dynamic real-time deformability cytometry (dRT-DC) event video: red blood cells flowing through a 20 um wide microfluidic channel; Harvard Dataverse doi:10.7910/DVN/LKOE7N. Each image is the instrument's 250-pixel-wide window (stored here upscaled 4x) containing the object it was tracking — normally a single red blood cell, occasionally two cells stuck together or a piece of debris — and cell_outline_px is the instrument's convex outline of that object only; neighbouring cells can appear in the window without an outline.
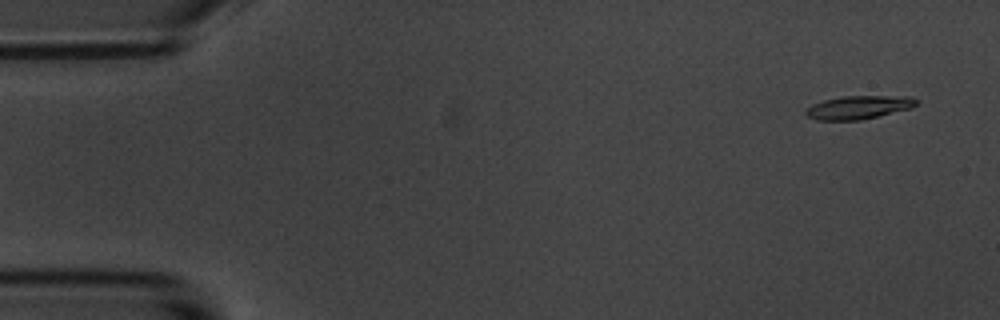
{"species": "common noctule bat (a hibernating species)", "species_latin": "Nyctalus noctula", "temperature_condition": "room temperature", "stored_images_in_passage": 4, "camera_frame_rate_fps": 3000, "um_per_image_px": 0.085, "animal": {"sex": "male", "body_mass_g": 20.1, "forearm_length_mm": 53.5}, "frame": {"image": 1, "passage_image": 1, "time_ms": 0.0, "image_size_px": [1000, 320], "cell_outline_px": [[920, 100], [912, 108], [860, 120], [816, 120], [808, 116], [804, 112], [812, 104], [824, 100], [840, 96], [912, 96]], "centroid_in_image_um": [73.01, 9.11], "position_along_channel_um": 12.0, "area_um2": 15.09}}
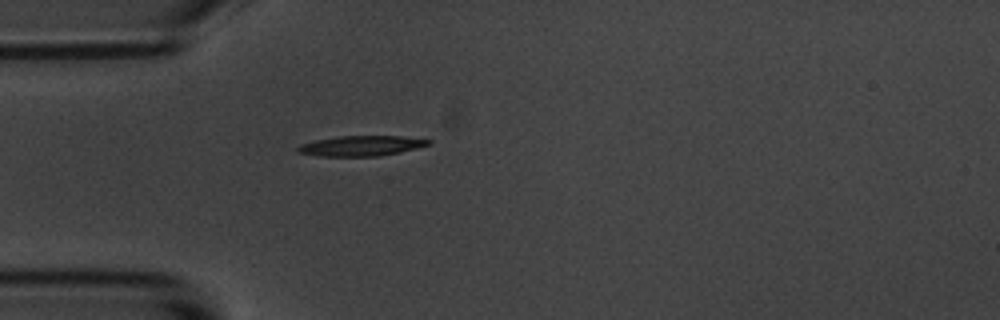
{"frame": {"image": 2, "passage_image": 4, "time_ms": 4.333, "image_size_px": [1000, 320], "cell_outline_px": [[432, 144], [400, 152], [380, 156], [320, 156], [296, 152], [296, 148], [300, 144], [316, 140], [340, 136], [400, 136], [432, 140]], "centroid_in_image_um": [30.7, 12.39], "position_along_channel_um": 54.3, "area_um2": 15.37}}